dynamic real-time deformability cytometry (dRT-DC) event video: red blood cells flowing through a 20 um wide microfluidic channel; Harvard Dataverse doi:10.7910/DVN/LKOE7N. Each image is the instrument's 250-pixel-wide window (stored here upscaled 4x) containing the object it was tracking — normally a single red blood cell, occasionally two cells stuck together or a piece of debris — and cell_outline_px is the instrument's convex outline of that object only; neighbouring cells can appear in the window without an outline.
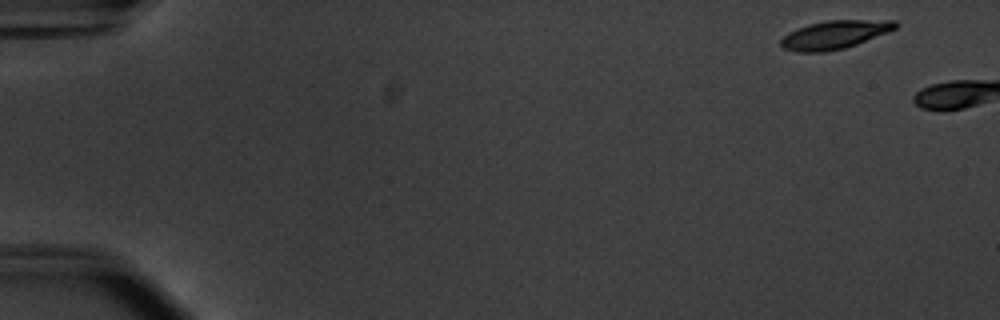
{"species": "common noctule bat (a hibernating species)", "species_latin": "Nyctalus noctula", "temperature_condition": "warm", "stored_images_in_passage": 3, "camera_frame_rate_fps": 3000, "um_per_image_px": 0.085, "animal": {"sex": "male", "body_mass_g": 20.1, "forearm_length_mm": 53.5}, "frame": {"image": 1, "passage_image": 1, "time_ms": 0.0, "image_size_px": [1000, 320], "cell_outline_px": [[900, 24], [896, 28], [888, 32], [856, 44], [844, 48], [824, 52], [796, 52], [784, 48], [780, 44], [780, 40], [788, 32], [796, 28], [808, 24], [828, 20], [896, 20]], "centroid_in_image_um": [70.94, 2.94], "position_along_channel_um": 14.1, "area_um2": 18.96}}